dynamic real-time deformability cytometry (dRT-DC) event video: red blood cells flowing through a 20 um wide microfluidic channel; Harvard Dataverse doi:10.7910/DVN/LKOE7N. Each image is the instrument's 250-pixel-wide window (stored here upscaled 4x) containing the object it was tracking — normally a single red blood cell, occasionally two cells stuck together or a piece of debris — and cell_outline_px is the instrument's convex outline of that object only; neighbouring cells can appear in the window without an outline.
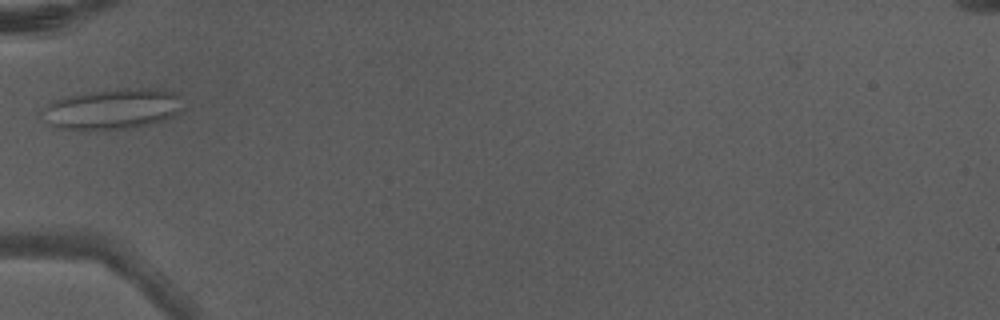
{"species": "Egyptian fruit bat (a non-hibernating species)", "species_latin": "Rousettus aegyptiacus", "temperature_condition": "warm", "stored_images_in_passage": 1, "camera_frame_rate_fps": 3000, "um_per_image_px": 0.085, "animal": {"sex": "male"}, "frame": {"image": 1, "passage_image": 1, "time_ms": 0.0, "image_size_px": [1000, 320], "cell_outline_px": [[184, 108], [172, 116], [164, 120], [148, 124], [128, 128], [84, 132], [80, 132], [52, 128], [44, 120], [40, 112], [40, 108], [52, 100], [68, 96], [92, 92], [124, 88], [160, 88], [176, 92], [180, 96]], "centroid_in_image_um": [9.48, 9.29], "position_along_channel_um": 75.5, "area_um2": 34.39}}